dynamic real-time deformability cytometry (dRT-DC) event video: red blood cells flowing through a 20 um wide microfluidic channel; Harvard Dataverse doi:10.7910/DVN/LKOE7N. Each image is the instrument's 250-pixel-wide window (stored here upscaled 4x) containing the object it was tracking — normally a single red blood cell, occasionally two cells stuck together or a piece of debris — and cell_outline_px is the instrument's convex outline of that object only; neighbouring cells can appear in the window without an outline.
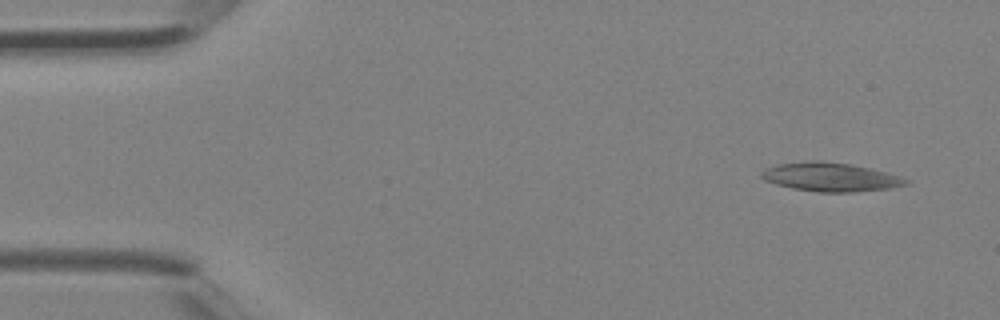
{"species": "Egyptian fruit bat (a non-hibernating species)", "species_latin": "Rousettus aegyptiacus", "temperature_condition": "room temperature", "stored_images_in_passage": 4, "camera_frame_rate_fps": 3000, "um_per_image_px": 0.085, "animal": {"sex": "female"}, "frame": {"image": 1, "passage_image": 1, "time_ms": 0.0, "image_size_px": [1000, 320], "cell_outline_px": [[912, 180], [908, 184], [892, 188], [852, 192], [816, 192], [792, 188], [776, 184], [764, 180], [760, 176], [760, 172], [764, 168], [780, 164], [812, 160], [820, 160], [852, 164], [888, 172]], "centroid_in_image_um": [70.62, 15.04], "position_along_channel_um": 14.4, "area_um2": 24.51}}